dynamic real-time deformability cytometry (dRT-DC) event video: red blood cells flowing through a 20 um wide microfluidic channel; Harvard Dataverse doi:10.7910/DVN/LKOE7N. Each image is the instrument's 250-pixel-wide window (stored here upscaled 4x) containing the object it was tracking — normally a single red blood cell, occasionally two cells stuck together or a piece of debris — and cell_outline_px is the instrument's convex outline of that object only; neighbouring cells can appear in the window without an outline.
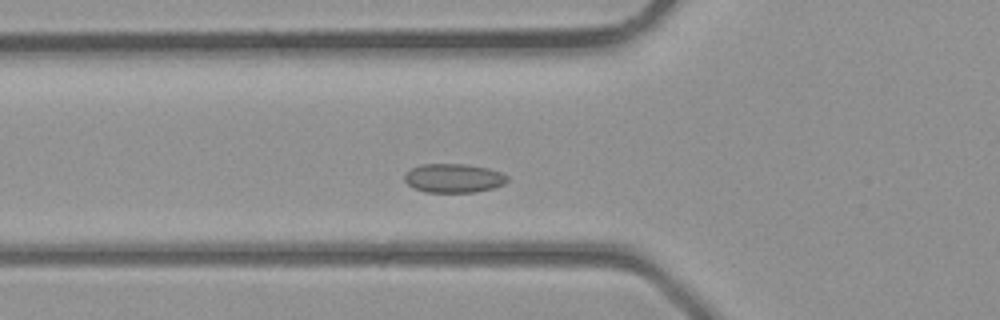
{"species": "common noctule bat (a hibernating species)", "species_latin": "Nyctalus noctula", "temperature_condition": "room temperature", "stored_images_in_passage": 32, "camera_frame_rate_fps": 3000, "um_per_image_px": 0.085, "animal": {"sex": "male", "body_mass_g": 23.1, "forearm_length_mm": 52.7}, "frame": {"image": 1, "passage_image": 6, "time_ms": 1.667, "image_size_px": [1000, 320], "cell_outline_px": [[508, 180], [504, 184], [492, 188], [476, 192], [424, 192], [408, 184], [404, 180], [404, 176], [412, 168], [420, 164], [464, 164], [488, 168], [500, 172], [508, 176]], "centroid_in_image_um": [38.57, 15.14], "position_along_channel_um": 87.2, "area_um2": 17.22}}
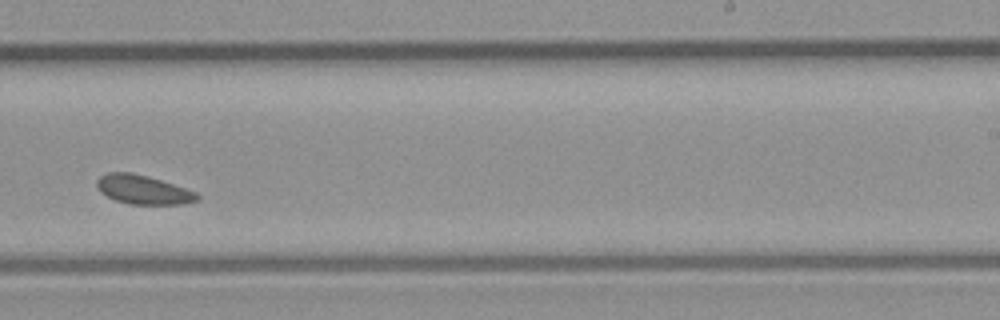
{"frame": {"image": 2, "passage_image": 17, "time_ms": 5.333, "image_size_px": [1000, 320], "cell_outline_px": [[200, 196], [196, 200], [184, 204], [128, 204], [116, 200], [100, 192], [96, 188], [96, 180], [100, 176], [108, 172], [132, 172], [148, 176], [196, 192]], "centroid_in_image_um": [12.12, 16.11], "position_along_channel_um": 276.9, "area_um2": 16.88}}
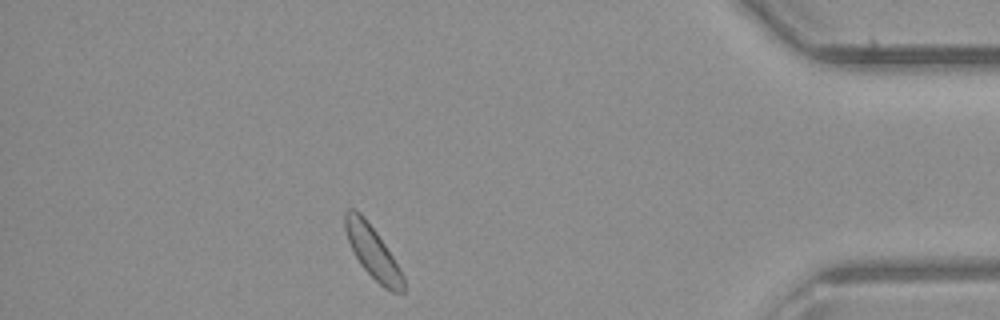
{"frame": {"image": 3, "passage_image": 27, "time_ms": 8.667, "image_size_px": [1000, 320], "cell_outline_px": [[404, 292], [392, 292], [384, 288], [360, 264], [348, 240], [344, 228], [344, 212], [348, 208], [356, 208], [364, 216], [376, 232], [400, 268], [404, 276]], "centroid_in_image_um": [31.66, 21.39], "position_along_channel_um": 403.5, "area_um2": 17.57}}